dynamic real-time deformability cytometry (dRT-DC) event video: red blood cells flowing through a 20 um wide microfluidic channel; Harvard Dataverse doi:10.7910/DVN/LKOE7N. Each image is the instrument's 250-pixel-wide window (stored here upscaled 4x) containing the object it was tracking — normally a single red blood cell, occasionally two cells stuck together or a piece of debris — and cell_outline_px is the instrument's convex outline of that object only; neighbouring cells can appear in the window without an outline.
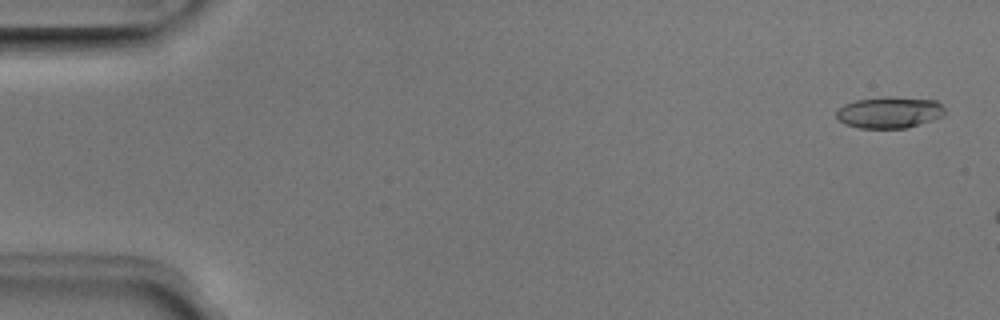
{"species": "Egyptian fruit bat (a non-hibernating species)", "species_latin": "Rousettus aegyptiacus", "temperature_condition": "room temperature", "stored_images_in_passage": 7, "camera_frame_rate_fps": 3000, "um_per_image_px": 0.085, "animal": {"sex": "male"}, "frame": {"image": 1, "passage_image": 1, "time_ms": 0.0, "image_size_px": [1000, 320], "cell_outline_px": [[944, 116], [932, 120], [904, 128], [860, 128], [844, 124], [836, 116], [836, 112], [844, 104], [856, 100], [880, 96], [888, 96], [936, 100], [944, 108]], "centroid_in_image_um": [75.59, 9.54], "position_along_channel_um": 9.4, "area_um2": 19.88}}